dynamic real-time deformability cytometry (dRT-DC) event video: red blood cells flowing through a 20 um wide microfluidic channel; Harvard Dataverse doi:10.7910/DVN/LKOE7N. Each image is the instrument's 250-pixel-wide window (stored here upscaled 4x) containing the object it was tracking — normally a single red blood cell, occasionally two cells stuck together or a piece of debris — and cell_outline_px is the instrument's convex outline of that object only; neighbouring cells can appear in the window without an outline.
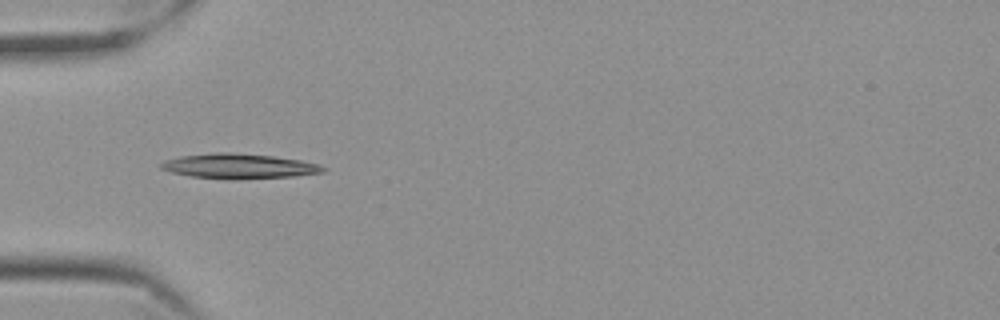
{"species": "Egyptian fruit bat (a non-hibernating species)", "species_latin": "Rousettus aegyptiacus", "temperature_condition": "cold", "stored_images_in_passage": 40, "camera_frame_rate_fps": 3000, "um_per_image_px": 0.085, "frame": {"image": 1, "passage_image": 1, "time_ms": 0.0, "image_size_px": [1000, 320], "cell_outline_px": [[324, 172], [296, 176], [236, 180], [192, 176], [172, 172], [160, 168], [160, 164], [164, 160], [180, 156], [216, 152], [228, 152], [272, 156], [300, 160], [320, 164], [324, 168]], "centroid_in_image_um": [20.32, 14.13], "position_along_channel_um": 64.7, "area_um2": 23.52}}
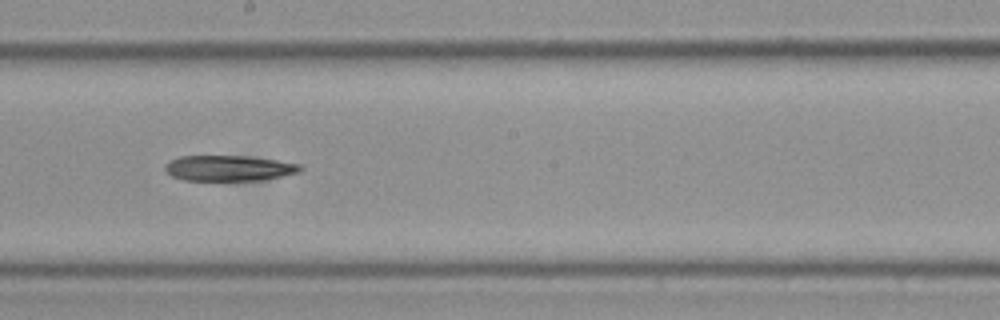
{"frame": {"image": 2, "passage_image": 15, "time_ms": 4.667, "image_size_px": [1000, 320], "cell_outline_px": [[304, 168], [300, 172], [260, 180], [184, 180], [172, 176], [164, 168], [172, 160], [180, 156], [244, 156], [276, 160], [300, 164]], "centroid_in_image_um": [19.49, 14.29], "position_along_channel_um": 228.7, "area_um2": 19.83}}
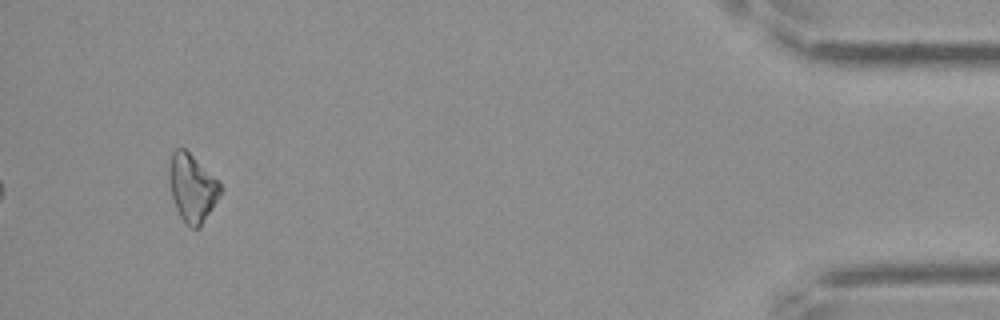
{"frame": {"image": 3, "passage_image": 37, "time_ms": 12.0, "image_size_px": [1000, 320], "cell_outline_px": [[224, 188], [220, 196], [200, 228], [192, 228], [180, 216], [176, 208], [172, 196], [168, 180], [168, 168], [172, 152], [176, 148], [184, 148], [220, 180]], "centroid_in_image_um": [16.36, 15.95], "position_along_channel_um": 418.8, "area_um2": 20.52}}